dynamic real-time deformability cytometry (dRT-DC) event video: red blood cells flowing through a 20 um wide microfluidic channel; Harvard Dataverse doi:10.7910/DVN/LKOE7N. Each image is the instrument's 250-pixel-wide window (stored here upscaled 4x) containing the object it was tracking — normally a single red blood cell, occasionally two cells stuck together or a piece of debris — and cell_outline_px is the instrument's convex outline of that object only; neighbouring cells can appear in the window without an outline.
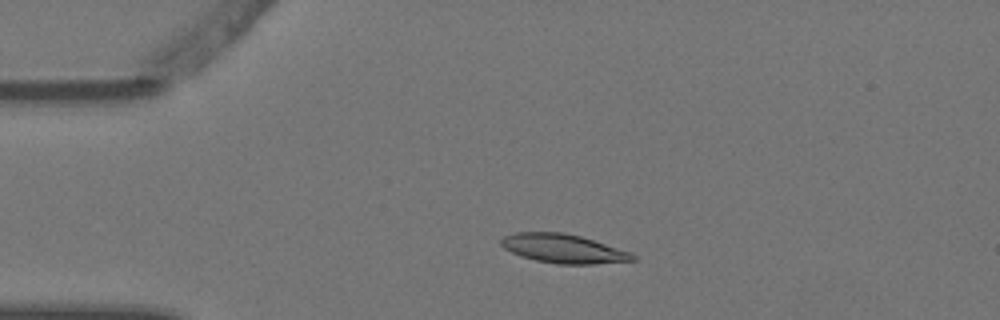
{"species": "Egyptian fruit bat (a non-hibernating species)", "species_latin": "Rousettus aegyptiacus", "temperature_condition": "warm", "stored_images_in_passage": 2, "camera_frame_rate_fps": 3000, "um_per_image_px": 0.085, "animal": {"sex": "female"}, "frame": {"image": 1, "passage_image": 1, "time_ms": 0.0, "image_size_px": [1000, 320], "cell_outline_px": [[636, 260], [592, 264], [556, 264], [536, 260], [520, 256], [504, 248], [500, 244], [500, 240], [504, 236], [516, 232], [564, 232], [580, 236], [632, 252], [636, 256]], "centroid_in_image_um": [47.88, 21.13], "position_along_channel_um": 37.1, "area_um2": 22.2}}